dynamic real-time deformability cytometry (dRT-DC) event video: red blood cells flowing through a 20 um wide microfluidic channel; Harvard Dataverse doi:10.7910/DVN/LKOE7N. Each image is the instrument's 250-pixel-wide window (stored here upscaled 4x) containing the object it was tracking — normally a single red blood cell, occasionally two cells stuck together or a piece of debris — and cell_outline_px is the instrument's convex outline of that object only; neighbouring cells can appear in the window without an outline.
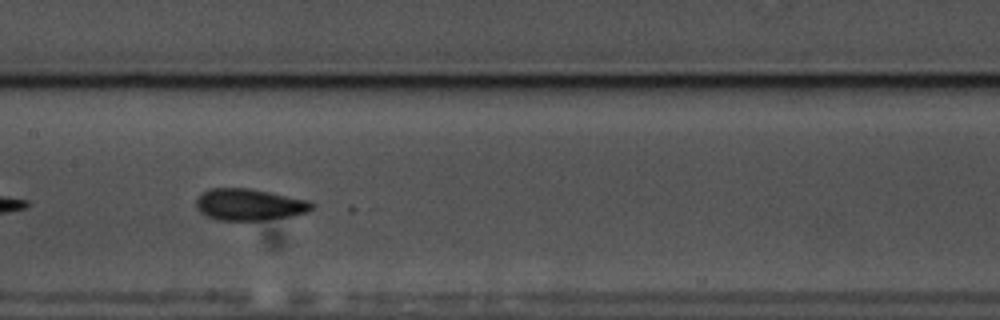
{"species": "common noctule bat (a hibernating species)", "species_latin": "Nyctalus noctula", "temperature_condition": "warm", "stored_images_in_passage": 41, "camera_frame_rate_fps": 3000, "um_per_image_px": 0.085, "animal": {"sex": "male", "body_mass_g": 17.5, "forearm_length_mm": 52.3}, "frame": {"image": 1, "passage_image": 12, "time_ms": 3.667, "image_size_px": [1000, 320], "cell_outline_px": [[312, 208], [304, 212], [292, 216], [260, 220], [220, 220], [208, 216], [200, 212], [196, 208], [196, 200], [204, 192], [212, 188], [252, 188], [308, 200], [312, 204]], "centroid_in_image_um": [21.17, 17.38], "position_along_channel_um": 186.2, "area_um2": 21.04}, "authors_computed_cell_mechanics": {"area_um2": 20.5768, "velocity_mm_per_s": 3.5313, "shape_relaxation_time_tau1_ms": 5.7583, "shape_relaxation_time_tau2_ms": 1.4134, "deformation_change_tau1": 0.1512, "deformation_change_tau2": 0.0652}}